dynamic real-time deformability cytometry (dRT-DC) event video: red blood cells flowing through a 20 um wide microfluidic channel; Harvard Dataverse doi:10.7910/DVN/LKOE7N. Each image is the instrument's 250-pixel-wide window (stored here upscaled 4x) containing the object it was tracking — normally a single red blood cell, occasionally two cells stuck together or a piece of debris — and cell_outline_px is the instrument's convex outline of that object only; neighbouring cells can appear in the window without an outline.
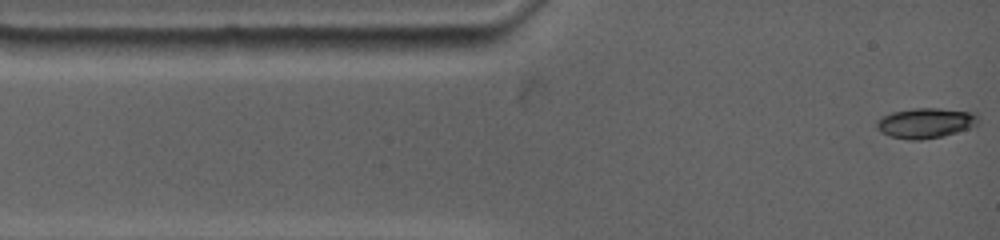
{"species": "common noctule bat (a hibernating species)", "species_latin": "Nyctalus noctula", "temperature_condition": "warm", "stored_images_in_passage": 47, "camera_frame_rate_fps": 4500, "um_per_image_px": 0.085, "animal": {"sex": "female", "body_mass_g": 19.0, "forearm_length_mm": 53.3}, "frame": {"image": 1, "passage_image": 1, "time_ms": 0.0, "image_size_px": [1000, 240], "cell_outline_px": [[980, 120], [976, 124], [968, 128], [944, 136], [920, 140], [908, 140], [892, 136], [880, 132], [876, 128], [876, 120], [880, 116], [892, 112], [912, 108], [940, 108], [976, 112], [980, 116]], "centroid_in_image_um": [78.67, 10.44], "position_along_channel_um": 6.3, "area_um2": 18.15}}
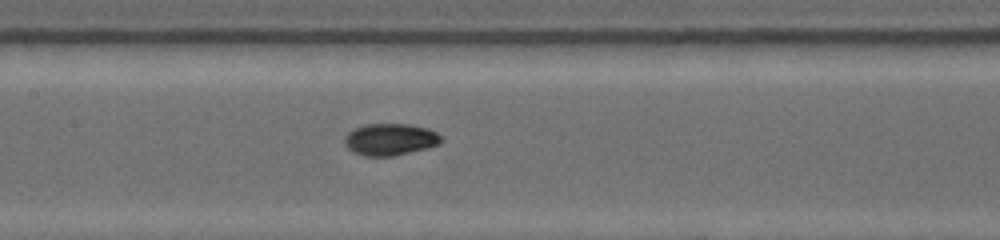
{"frame": {"image": 2, "passage_image": 27, "time_ms": 5.778, "image_size_px": [1000, 240], "cell_outline_px": [[440, 144], [428, 148], [392, 156], [364, 156], [352, 152], [344, 144], [344, 136], [348, 132], [364, 124], [408, 124], [428, 128], [436, 132], [440, 136]], "centroid_in_image_um": [33.13, 11.85], "position_along_channel_um": 174.3, "area_um2": 17.98}}
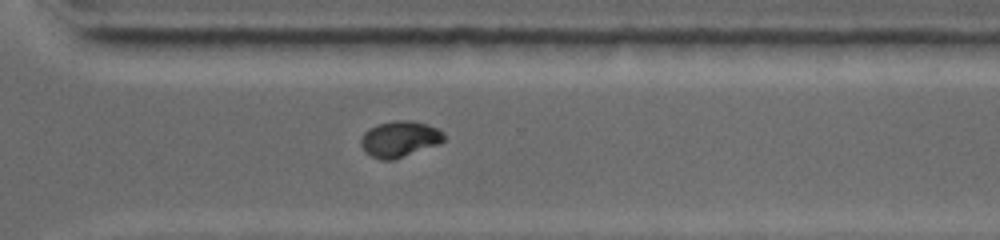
{"frame": {"image": 3, "passage_image": 47, "time_ms": 10.222, "image_size_px": [1000, 240], "cell_outline_px": [[444, 140], [440, 144], [392, 160], [380, 160], [364, 152], [360, 144], [360, 140], [364, 132], [368, 128], [376, 124], [392, 120], [412, 120], [428, 124], [436, 128], [444, 136]], "centroid_in_image_um": [33.93, 11.81], "position_along_channel_um": 336.7, "area_um2": 17.57}}